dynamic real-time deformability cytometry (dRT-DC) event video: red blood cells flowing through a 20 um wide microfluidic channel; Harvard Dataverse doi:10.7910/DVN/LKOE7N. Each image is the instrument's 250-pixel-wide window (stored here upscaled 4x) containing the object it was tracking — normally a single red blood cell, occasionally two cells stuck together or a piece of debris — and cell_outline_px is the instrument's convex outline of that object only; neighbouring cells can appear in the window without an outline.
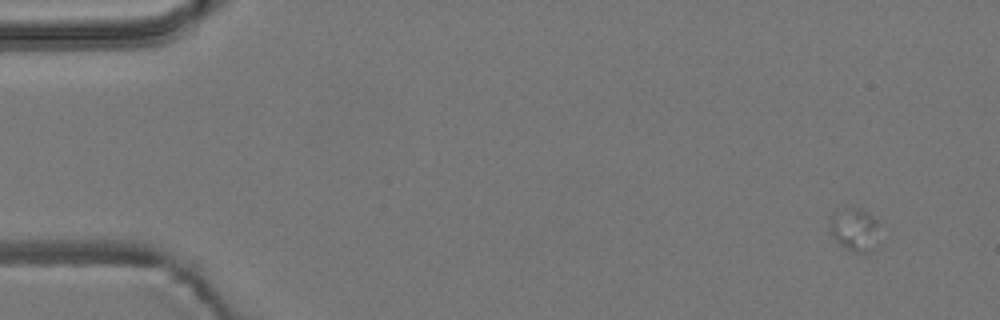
{"species": "common noctule bat (a hibernating species)", "species_latin": "Nyctalus noctula", "temperature_condition": "room temperature", "stored_images_in_passage": 5, "camera_frame_rate_fps": 3000, "um_per_image_px": 0.085, "animal": {"sex": "male", "body_mass_g": 19.2, "forearm_length_mm": 51.8}, "frame": {"image": 1, "passage_image": 1, "time_ms": 0.0, "image_size_px": [1000, 320], "cell_outline_px": [[876, 248], [868, 252], [852, 252], [840, 244], [836, 240], [832, 232], [828, 216], [836, 208], [860, 208], [872, 216], [876, 220]], "centroid_in_image_um": [72.58, 19.48], "position_along_channel_um": 12.4, "area_um2": 12.37}}